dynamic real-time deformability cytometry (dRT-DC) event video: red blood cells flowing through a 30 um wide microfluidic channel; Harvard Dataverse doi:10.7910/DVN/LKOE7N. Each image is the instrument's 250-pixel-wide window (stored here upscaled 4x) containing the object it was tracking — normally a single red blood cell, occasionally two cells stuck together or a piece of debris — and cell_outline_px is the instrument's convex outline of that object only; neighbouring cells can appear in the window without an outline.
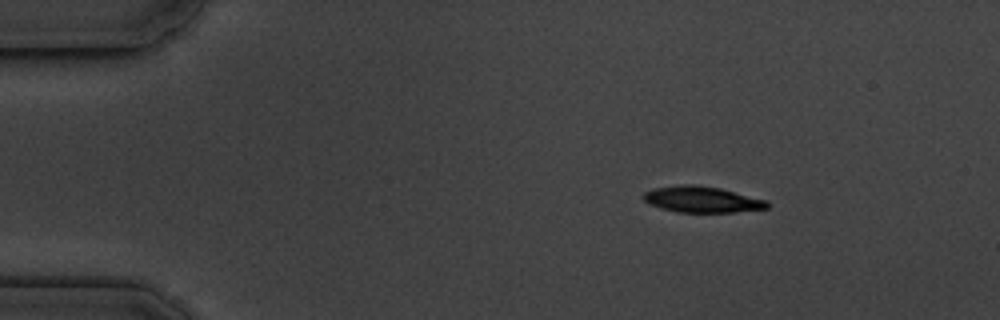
{"species": "common noctule bat (a hibernating species)", "species_latin": "Nyctalus noctula", "temperature_condition": "cold", "stored_images_in_passage": 3, "camera_frame_rate_fps": 3000, "um_per_image_px": 0.085, "animal": {"sex": "male", "body_mass_g": 19.5, "forearm_length_mm": 54.6}, "frame": {"image": 1, "passage_image": 1, "time_ms": 0.0, "image_size_px": [1000, 320], "cell_outline_px": [[768, 208], [732, 212], [676, 212], [660, 208], [644, 200], [640, 196], [644, 192], [652, 188], [680, 184], [692, 184], [720, 188], [768, 200]], "centroid_in_image_um": [59.63, 16.94], "position_along_channel_um": 25.4, "area_um2": 18.9}}